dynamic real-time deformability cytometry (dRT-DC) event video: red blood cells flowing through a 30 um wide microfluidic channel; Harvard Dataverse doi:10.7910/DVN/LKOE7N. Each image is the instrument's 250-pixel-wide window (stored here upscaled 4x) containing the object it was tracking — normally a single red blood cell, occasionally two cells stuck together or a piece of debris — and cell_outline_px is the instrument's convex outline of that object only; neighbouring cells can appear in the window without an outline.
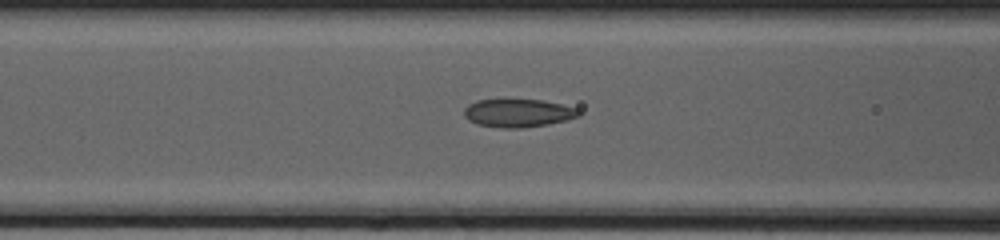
{"species": "common noctule bat (a hibernating species)", "species_latin": "Nyctalus noctula", "temperature_condition": "cold", "stored_images_in_passage": 38, "camera_frame_rate_fps": 3000, "um_per_image_px": 0.085, "animal": {"sex": "female", "body_mass_g": 20.0, "forearm_length_mm": 54.0}, "frame": {"image": 1, "passage_image": 15, "time_ms": 4.667, "image_size_px": [1000, 240], "cell_outline_px": [[580, 116], [568, 120], [548, 124], [524, 128], [500, 128], [476, 124], [468, 120], [464, 116], [464, 108], [468, 104], [476, 100], [544, 100], [576, 108], [580, 112]], "centroid_in_image_um": [44.02, 9.62], "position_along_channel_um": 122.6, "area_um2": 18.9}}
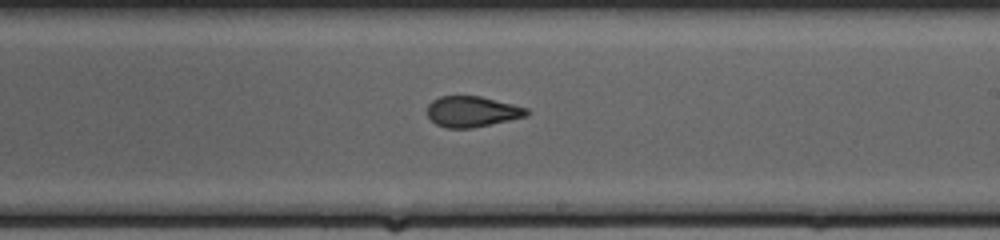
{"frame": {"image": 2, "passage_image": 24, "time_ms": 7.667, "image_size_px": [1000, 240], "cell_outline_px": [[528, 116], [472, 128], [444, 128], [436, 124], [428, 116], [428, 104], [432, 100], [440, 96], [480, 96], [528, 108]], "centroid_in_image_um": [40.12, 9.48], "position_along_channel_um": 248.9, "area_um2": 17.74}}
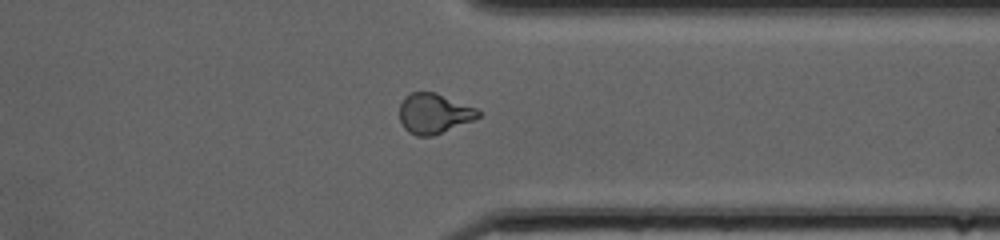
{"frame": {"image": 3, "passage_image": 33, "time_ms": 10.667, "image_size_px": [1000, 240], "cell_outline_px": [[480, 116], [472, 120], [432, 136], [416, 136], [408, 132], [404, 128], [400, 120], [400, 104], [404, 96], [412, 92], [436, 92], [476, 108], [480, 112]], "centroid_in_image_um": [36.85, 9.64], "position_along_channel_um": 374.5, "area_um2": 18.26}}